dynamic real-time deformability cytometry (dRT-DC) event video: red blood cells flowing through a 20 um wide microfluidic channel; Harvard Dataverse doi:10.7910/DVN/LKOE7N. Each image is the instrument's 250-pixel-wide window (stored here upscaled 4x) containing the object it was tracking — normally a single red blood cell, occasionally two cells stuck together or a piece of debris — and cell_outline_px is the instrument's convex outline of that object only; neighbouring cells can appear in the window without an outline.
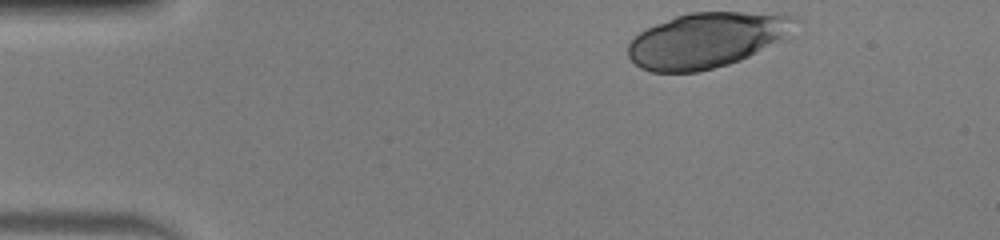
{"species": "human", "species_latin": "Homo sapiens", "temperature_condition": "warm", "stored_images_in_passage": 37, "camera_frame_rate_fps": 3000, "um_per_image_px": 0.085, "donor": {"sex": "male"}, "frame": {"image": 1, "passage_image": 1, "time_ms": 0.0, "image_size_px": [1000, 240], "cell_outline_px": [[800, 20], [776, 40], [748, 56], [740, 60], [728, 64], [696, 72], [652, 72], [640, 68], [628, 56], [628, 44], [644, 28], [676, 16], [688, 12], [744, 12], [800, 16]], "centroid_in_image_um": [59.97, 3.4], "position_along_channel_um": 25.0, "area_um2": 52.71}}